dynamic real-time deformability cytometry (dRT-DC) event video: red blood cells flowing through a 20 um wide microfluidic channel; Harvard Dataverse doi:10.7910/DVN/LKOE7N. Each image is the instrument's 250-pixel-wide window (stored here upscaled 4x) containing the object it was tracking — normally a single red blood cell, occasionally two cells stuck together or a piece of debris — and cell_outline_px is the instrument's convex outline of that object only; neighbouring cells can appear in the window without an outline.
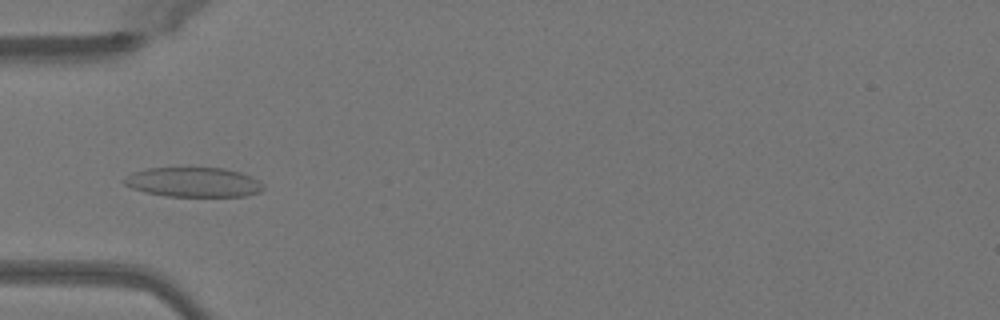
{"species": "Egyptian fruit bat (a non-hibernating species)", "species_latin": "Rousettus aegyptiacus", "temperature_condition": "warm", "stored_images_in_passage": 39, "camera_frame_rate_fps": 3000, "um_per_image_px": 0.085, "animal": {"sex": "female"}, "frame": {"image": 1, "passage_image": 5, "time_ms": 1.333, "image_size_px": [1000, 320], "cell_outline_px": [[264, 188], [260, 192], [244, 196], [164, 196], [144, 192], [132, 188], [124, 184], [120, 180], [132, 172], [148, 168], [224, 168], [240, 172], [252, 176], [260, 180], [264, 184]], "centroid_in_image_um": [16.44, 15.48], "position_along_channel_um": 68.6, "area_um2": 24.28}}
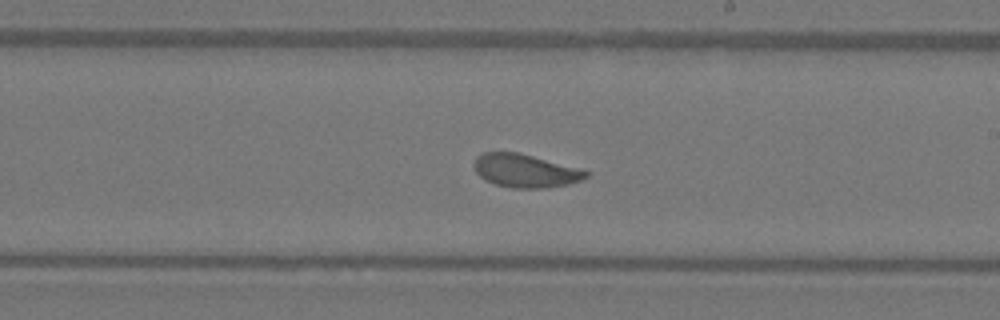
{"frame": {"image": 2, "passage_image": 18, "time_ms": 5.667, "image_size_px": [1000, 320], "cell_outline_px": [[592, 172], [588, 176], [580, 180], [568, 184], [544, 188], [512, 188], [496, 184], [480, 176], [476, 172], [472, 164], [476, 156], [484, 152], [520, 152]], "centroid_in_image_um": [44.64, 14.5], "position_along_channel_um": 244.4, "area_um2": 21.68}}
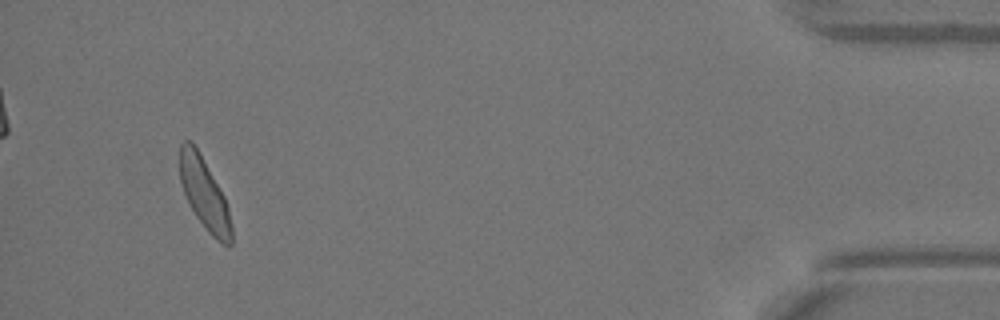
{"frame": {"image": 3, "passage_image": 36, "time_ms": 11.667, "image_size_px": [1000, 320], "cell_outline_px": [[232, 244], [224, 244], [216, 240], [208, 232], [196, 216], [188, 204], [180, 180], [180, 144], [184, 140], [192, 140], [224, 196], [228, 208], [232, 224]], "centroid_in_image_um": [17.37, 16.49], "position_along_channel_um": 417.8, "area_um2": 21.27}, "authors_computed_cell_mechanics": {"area_um2": 21.964, "velocity_mm_per_s": 4.0488, "shape_relaxation_time_tau1_ms": 3.7185, "shape_relaxation_time_tau2_ms": 0.8601, "deformation_change_tau1": 0.1105, "deformation_change_tau2": 0.0619}}